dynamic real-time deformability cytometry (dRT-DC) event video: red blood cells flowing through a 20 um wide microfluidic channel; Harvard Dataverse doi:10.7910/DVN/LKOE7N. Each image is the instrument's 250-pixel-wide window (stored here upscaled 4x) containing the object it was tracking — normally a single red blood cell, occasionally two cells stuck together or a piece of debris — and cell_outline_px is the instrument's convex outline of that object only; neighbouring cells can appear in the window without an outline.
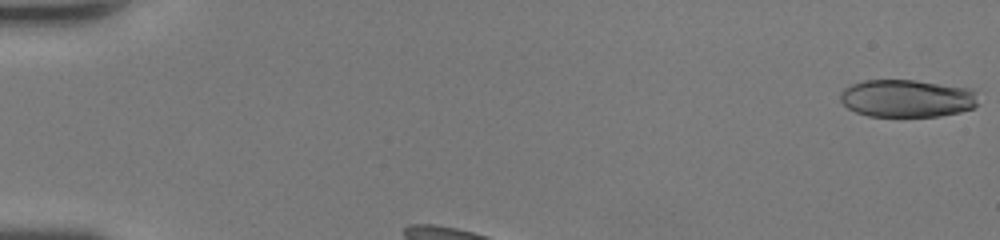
{"species": "human", "species_latin": "Homo sapiens", "temperature_condition": "room temperature", "stored_images_in_passage": 28, "camera_frame_rate_fps": 3000, "um_per_image_px": 0.085, "donor": {"sex": "female"}, "frame": {"image": 1, "passage_image": 1, "time_ms": 0.0, "image_size_px": [1000, 240], "cell_outline_px": [[976, 104], [972, 108], [960, 112], [940, 116], [868, 116], [856, 112], [848, 108], [840, 100], [840, 92], [844, 88], [852, 84], [864, 80], [916, 80], [972, 88], [976, 92]], "centroid_in_image_um": [77.09, 8.35], "position_along_channel_um": 7.9, "area_um2": 30.35}}
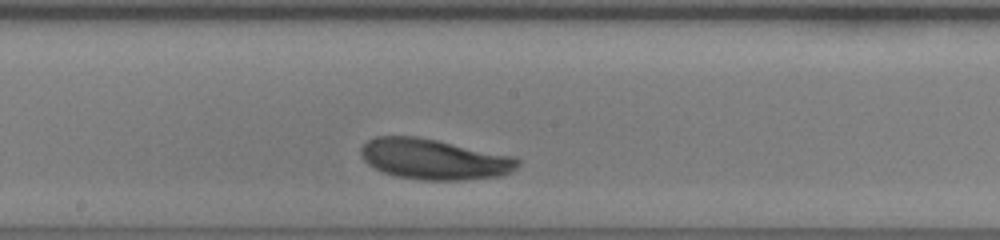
{"frame": {"image": 2, "passage_image": 16, "time_ms": 5.0, "image_size_px": [1000, 240], "cell_outline_px": [[520, 164], [512, 172], [500, 176], [464, 180], [420, 180], [396, 176], [384, 172], [368, 164], [360, 156], [360, 148], [368, 140], [376, 136], [416, 136], [516, 156], [520, 160]], "centroid_in_image_um": [36.92, 13.53], "position_along_channel_um": 211.3, "area_um2": 37.28}}
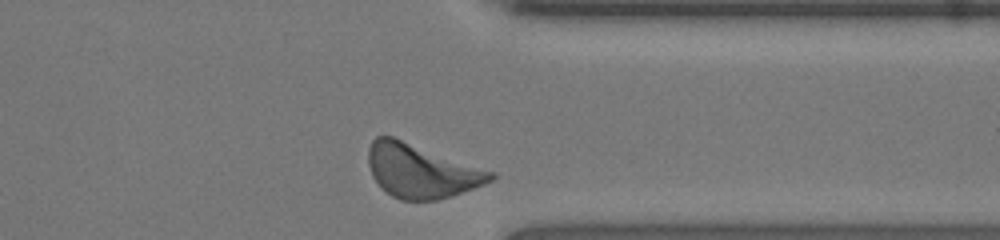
{"frame": {"image": 3, "passage_image": 28, "time_ms": 9.0, "image_size_px": [1000, 240], "cell_outline_px": [[496, 176], [492, 180], [484, 184], [452, 196], [436, 200], [400, 200], [392, 196], [372, 176], [368, 164], [368, 148], [372, 140], [376, 136], [392, 136], [496, 172]], "centroid_in_image_um": [35.81, 14.52], "position_along_channel_um": 375.6, "area_um2": 38.15}, "authors_computed_cell_mechanics": {"area_um2": 36.5296, "velocity_mm_per_s": 4.1345, "shape_relaxation_time_tau1_ms": 1.932, "shape_relaxation_time_tau2_ms": 10.3633, "deformation_change_tau1": 0.1048, "deformation_change_tau2": 0.1937}}